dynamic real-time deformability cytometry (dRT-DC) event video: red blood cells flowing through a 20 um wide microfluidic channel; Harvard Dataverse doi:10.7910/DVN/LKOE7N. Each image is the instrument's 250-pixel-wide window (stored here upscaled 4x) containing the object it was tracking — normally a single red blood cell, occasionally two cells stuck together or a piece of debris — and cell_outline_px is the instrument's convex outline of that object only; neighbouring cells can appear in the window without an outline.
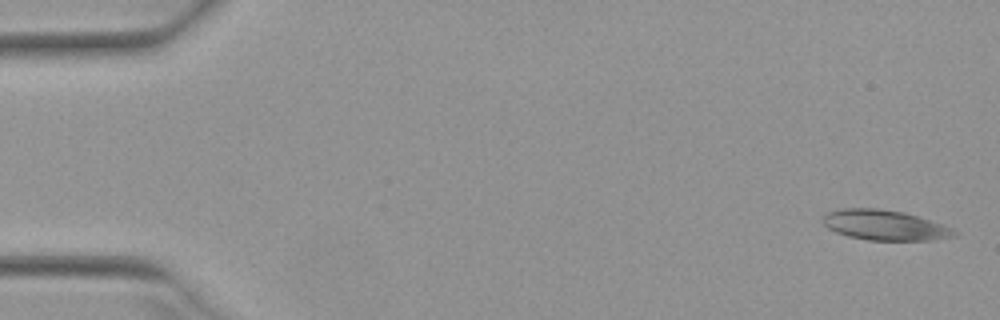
{"species": "Egyptian fruit bat (a non-hibernating species)", "species_latin": "Rousettus aegyptiacus", "temperature_condition": "warm", "stored_images_in_passage": 51, "camera_frame_rate_fps": 3000, "um_per_image_px": 0.085, "animal": {"sex": "female"}, "frame": {"image": 1, "passage_image": 1, "time_ms": 0.0, "image_size_px": [1000, 320], "cell_outline_px": [[960, 232], [956, 236], [928, 240], [868, 240], [848, 236], [836, 232], [828, 228], [824, 224], [824, 216], [828, 212], [840, 208], [876, 208], [904, 212], [952, 228]], "centroid_in_image_um": [75.2, 19.14], "position_along_channel_um": 9.8, "area_um2": 22.89}}
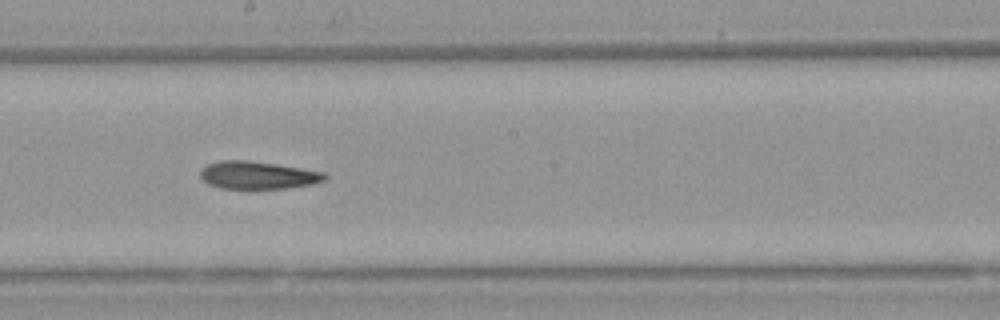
{"frame": {"image": 2, "passage_image": 28, "time_ms": 9.0, "image_size_px": [1000, 320], "cell_outline_px": [[328, 180], [312, 184], [288, 188], [220, 188], [208, 184], [200, 176], [200, 172], [208, 164], [220, 160], [248, 160], [276, 164], [324, 172], [328, 176]], "centroid_in_image_um": [21.95, 14.89], "position_along_channel_um": 226.3, "area_um2": 20.0}}
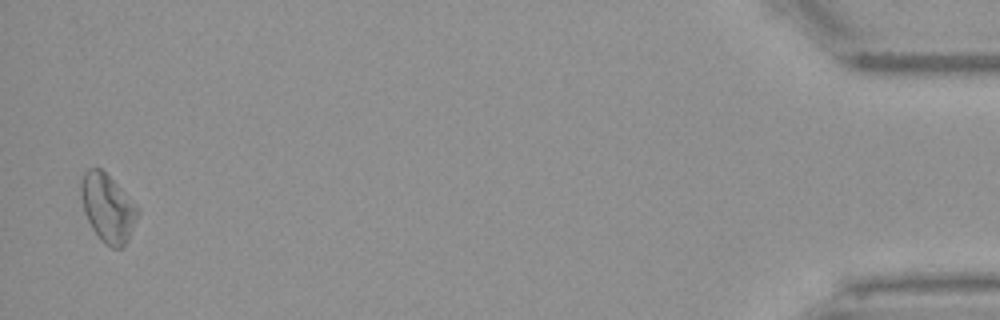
{"frame": {"image": 3, "passage_image": 50, "time_ms": 16.333, "image_size_px": [1000, 320], "cell_outline_px": [[140, 212], [128, 240], [124, 248], [112, 248], [104, 244], [100, 240], [92, 228], [84, 212], [80, 196], [80, 180], [84, 172], [88, 168], [100, 168], [140, 208]], "centroid_in_image_um": [9.15, 17.7], "position_along_channel_um": 426.0, "area_um2": 22.6}, "authors_computed_cell_mechanics": {"area_um2": 21.1548, "velocity_mm_per_s": 3.9504, "shape_relaxation_time_tau1_ms": null, "shape_relaxation_time_tau2_ms": 7.308, "deformation_change_tau1": null, "deformation_change_tau2": 0.181}}